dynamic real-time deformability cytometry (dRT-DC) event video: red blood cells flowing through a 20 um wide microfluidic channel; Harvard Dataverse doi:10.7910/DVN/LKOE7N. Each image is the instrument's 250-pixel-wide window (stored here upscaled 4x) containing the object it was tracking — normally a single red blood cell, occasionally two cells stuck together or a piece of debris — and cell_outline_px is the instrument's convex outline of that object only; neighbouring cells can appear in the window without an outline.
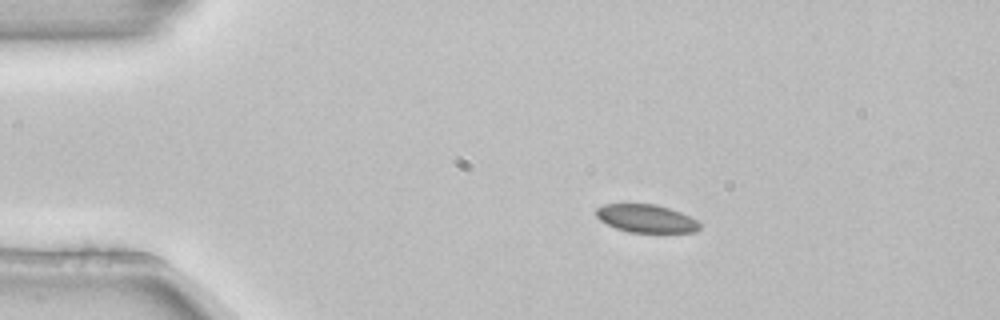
{"species": "common noctule bat (a hibernating species)", "species_latin": "Nyctalus noctula", "temperature_condition": "room temperature", "stored_images_in_passage": 3, "camera_frame_rate_fps": 3000, "um_per_image_px": 0.085, "animal": {"sex": "female", "body_mass_g": 22.7, "forearm_length_mm": 54.2}, "frame": {"image": 1, "passage_image": 2, "time_ms": 0.333, "image_size_px": [1000, 320], "cell_outline_px": [[700, 228], [696, 232], [628, 232], [616, 228], [600, 220], [596, 216], [596, 208], [604, 204], [656, 204], [680, 212], [696, 220], [700, 224]], "centroid_in_image_um": [54.91, 18.57], "position_along_channel_um": 30.1, "area_um2": 16.76}}